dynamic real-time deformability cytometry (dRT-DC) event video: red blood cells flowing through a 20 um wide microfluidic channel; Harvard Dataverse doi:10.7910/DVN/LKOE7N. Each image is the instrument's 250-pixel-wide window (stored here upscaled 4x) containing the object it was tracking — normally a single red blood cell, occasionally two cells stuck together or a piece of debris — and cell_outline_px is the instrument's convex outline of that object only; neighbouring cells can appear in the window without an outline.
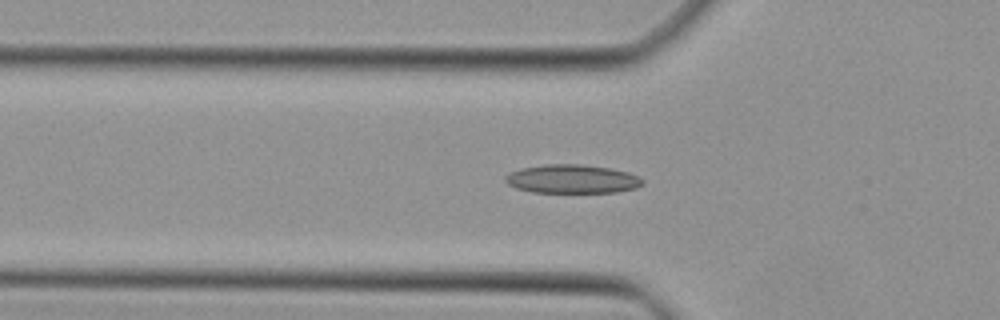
{"species": "Egyptian fruit bat (a non-hibernating species)", "species_latin": "Rousettus aegyptiacus", "temperature_condition": "cold", "stored_images_in_passage": 27, "camera_frame_rate_fps": 3000, "um_per_image_px": 0.085, "animal": {"sex": "female"}, "frame": {"image": 1, "passage_image": 2, "time_ms": 0.333, "image_size_px": [1000, 320], "cell_outline_px": [[644, 184], [636, 188], [616, 192], [532, 192], [516, 188], [508, 184], [504, 180], [504, 176], [520, 168], [548, 164], [580, 164], [608, 168], [628, 172], [644, 180]], "centroid_in_image_um": [48.62, 15.21], "position_along_channel_um": 77.2, "area_um2": 22.83}}
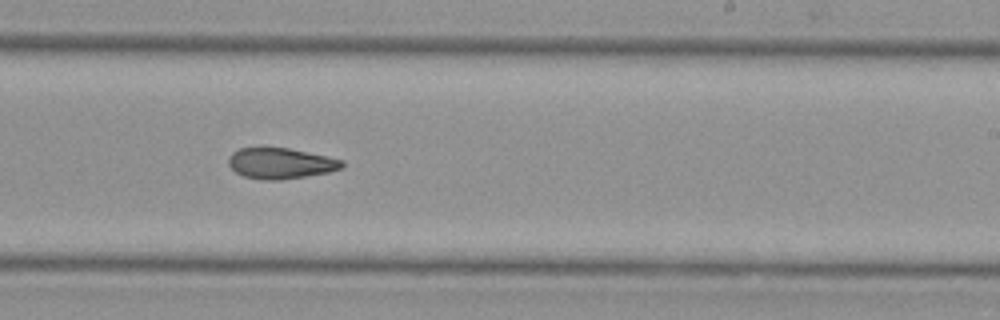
{"frame": {"image": 2, "passage_image": 15, "time_ms": 4.667, "image_size_px": [1000, 320], "cell_outline_px": [[344, 168], [328, 172], [280, 180], [264, 180], [244, 176], [236, 172], [228, 164], [228, 156], [232, 152], [240, 148], [288, 148], [344, 160]], "centroid_in_image_um": [23.85, 13.88], "position_along_channel_um": 265.2, "area_um2": 20.23}}
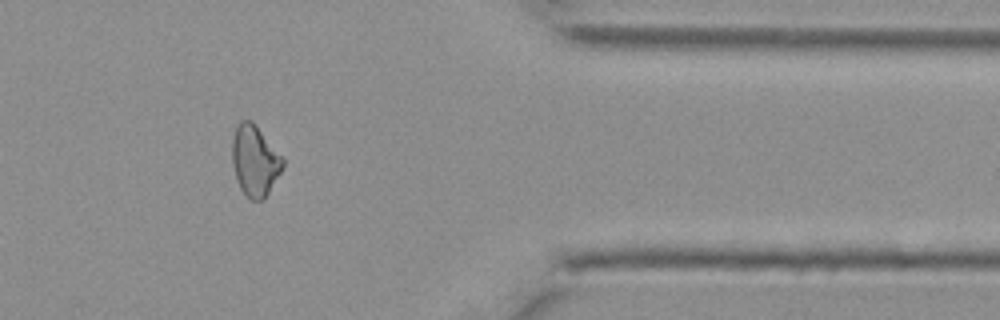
{"frame": {"image": 3, "passage_image": 25, "time_ms": 8.0, "image_size_px": [1000, 320], "cell_outline_px": [[284, 164], [280, 172], [264, 200], [252, 200], [240, 188], [236, 180], [232, 164], [232, 140], [236, 128], [240, 120], [252, 120], [284, 160]], "centroid_in_image_um": [21.63, 13.66], "position_along_channel_um": 389.8, "area_um2": 20.58}}